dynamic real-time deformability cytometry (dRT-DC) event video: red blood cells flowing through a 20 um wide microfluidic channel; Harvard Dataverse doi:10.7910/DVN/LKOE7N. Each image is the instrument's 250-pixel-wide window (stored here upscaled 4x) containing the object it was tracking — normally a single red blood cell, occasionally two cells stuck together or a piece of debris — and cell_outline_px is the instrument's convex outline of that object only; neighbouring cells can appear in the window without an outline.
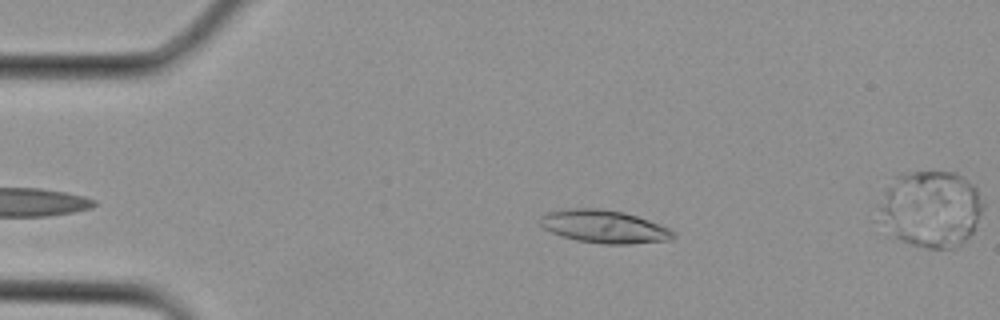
{"species": "Egyptian fruit bat (a non-hibernating species)", "species_latin": "Rousettus aegyptiacus", "temperature_condition": "cold", "stored_images_in_passage": 9, "camera_frame_rate_fps": 3000, "um_per_image_px": 0.085, "animal": {"sex": "female"}, "frame": {"image": 1, "passage_image": 2, "time_ms": 0.333, "image_size_px": [1000, 320], "cell_outline_px": [[676, 236], [672, 240], [628, 244], [600, 244], [576, 240], [560, 236], [544, 228], [540, 224], [540, 216], [544, 212], [568, 208], [596, 208], [624, 212], [672, 228], [676, 232]], "centroid_in_image_um": [51.37, 19.26], "position_along_channel_um": 33.6, "area_um2": 25.89}}
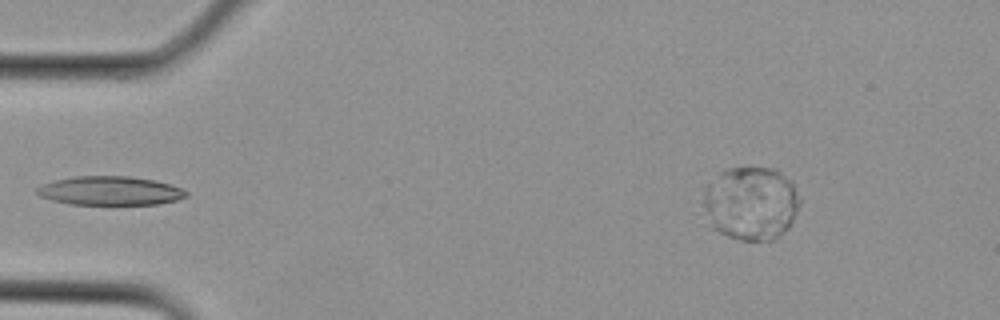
{"frame": {"image": 2, "passage_image": 6, "time_ms": 1.667, "image_size_px": [1000, 320], "cell_outline_px": [[188, 196], [176, 200], [160, 204], [68, 204], [52, 200], [40, 196], [36, 192], [36, 188], [52, 180], [72, 176], [128, 176], [152, 180], [172, 184], [188, 192]], "centroid_in_image_um": [9.34, 16.21], "position_along_channel_um": 75.7, "area_um2": 25.14}}
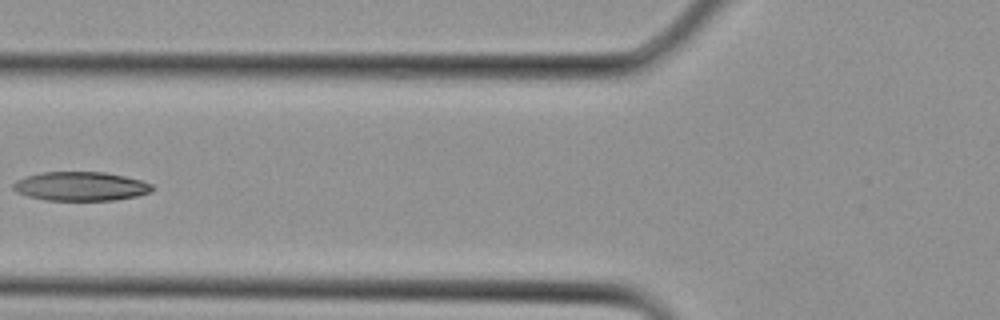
{"frame": {"image": 3, "passage_image": 8, "time_ms": 2.333, "image_size_px": [1000, 320], "cell_outline_px": [[156, 188], [152, 192], [136, 196], [116, 200], [44, 200], [28, 196], [16, 192], [12, 188], [12, 184], [16, 180], [24, 176], [40, 172], [104, 172], [124, 176], [140, 180], [152, 184]], "centroid_in_image_um": [6.85, 15.83], "position_along_channel_um": 119.0, "area_um2": 23.7}}